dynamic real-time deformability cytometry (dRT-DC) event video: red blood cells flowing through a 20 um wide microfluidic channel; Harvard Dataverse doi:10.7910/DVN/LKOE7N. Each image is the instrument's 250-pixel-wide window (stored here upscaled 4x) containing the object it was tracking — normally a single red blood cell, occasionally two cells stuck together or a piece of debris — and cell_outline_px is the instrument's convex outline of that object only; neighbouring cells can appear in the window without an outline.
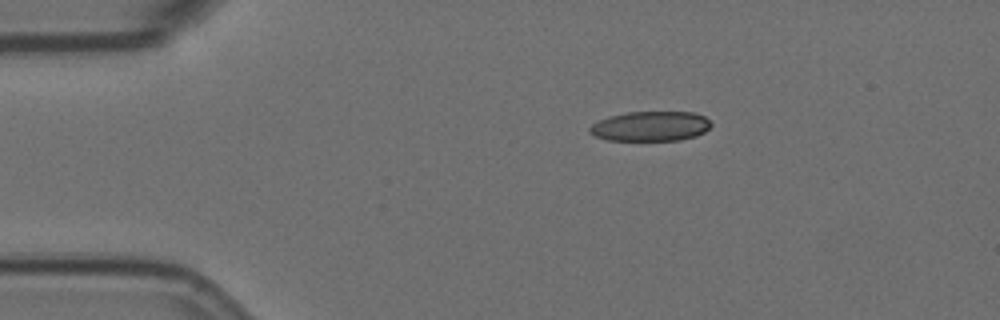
{"species": "Egyptian fruit bat (a non-hibernating species)", "species_latin": "Rousettus aegyptiacus", "temperature_condition": "room temperature", "stored_images_in_passage": 4, "camera_frame_rate_fps": 3000, "um_per_image_px": 0.085, "animal": {"sex": "female"}, "frame": {"image": 1, "passage_image": 1, "time_ms": 0.0, "image_size_px": [1000, 320], "cell_outline_px": [[712, 124], [704, 132], [696, 136], [680, 140], [608, 140], [596, 136], [588, 132], [588, 128], [592, 124], [608, 116], [628, 112], [692, 112], [704, 116]], "centroid_in_image_um": [55.28, 10.73], "position_along_channel_um": 29.7, "area_um2": 21.04}}
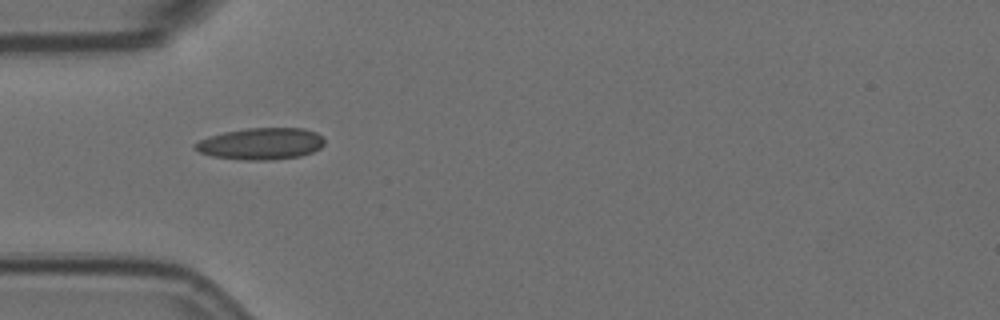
{"frame": {"image": 2, "passage_image": 3, "time_ms": 0.667, "image_size_px": [1000, 320], "cell_outline_px": [[324, 144], [320, 148], [312, 152], [300, 156], [272, 160], [244, 160], [212, 156], [200, 152], [192, 148], [192, 144], [208, 136], [224, 132], [248, 128], [304, 128], [316, 132], [324, 136]], "centroid_in_image_um": [22.18, 12.21], "position_along_channel_um": 62.8, "area_um2": 24.1}}
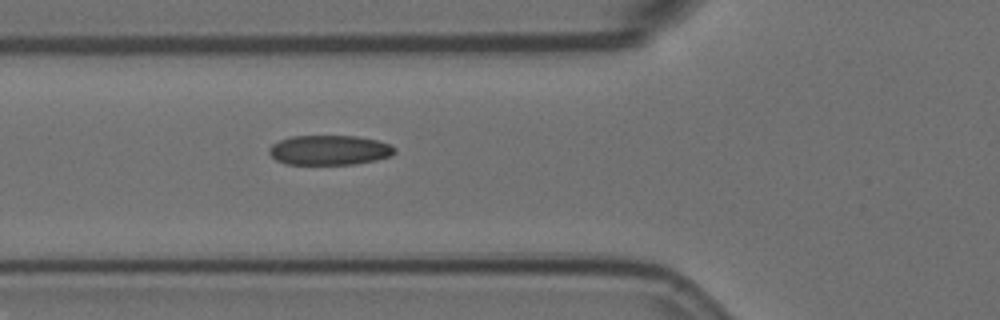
{"frame": {"image": 3, "passage_image": 4, "time_ms": 1.0, "image_size_px": [1000, 320], "cell_outline_px": [[396, 152], [392, 156], [376, 160], [352, 164], [288, 164], [276, 160], [268, 152], [268, 148], [272, 144], [280, 140], [292, 136], [356, 136], [376, 140], [388, 144], [396, 148]], "centroid_in_image_um": [28.0, 12.76], "position_along_channel_um": 97.8, "area_um2": 21.73}}